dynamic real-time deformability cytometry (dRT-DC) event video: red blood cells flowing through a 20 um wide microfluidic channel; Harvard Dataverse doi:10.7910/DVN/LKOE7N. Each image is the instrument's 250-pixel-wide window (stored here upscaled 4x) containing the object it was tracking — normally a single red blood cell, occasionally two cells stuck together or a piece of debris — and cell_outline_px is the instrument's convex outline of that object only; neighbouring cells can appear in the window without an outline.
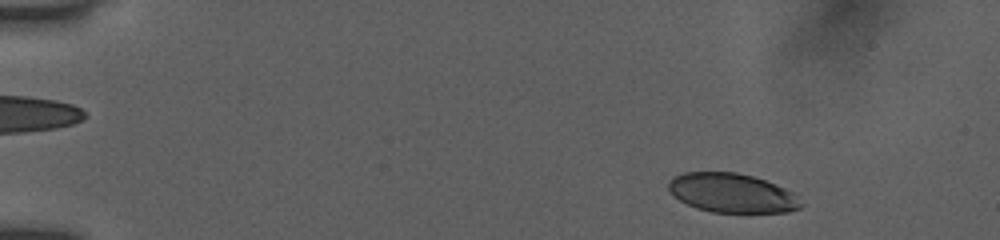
{"species": "human", "species_latin": "Homo sapiens", "temperature_condition": "room temperature", "stored_images_in_passage": 49, "camera_frame_rate_fps": 3000, "um_per_image_px": 0.085, "donor": {"sex": "female"}, "frame": {"image": 1, "passage_image": 3, "time_ms": 0.667, "image_size_px": [1000, 240], "cell_outline_px": [[804, 204], [800, 208], [788, 212], [712, 212], [696, 208], [680, 200], [668, 188], [668, 180], [672, 176], [684, 172], [736, 172], [752, 176], [776, 184], [792, 192]], "centroid_in_image_um": [62.21, 16.4], "position_along_channel_um": 22.8, "area_um2": 30.17}}
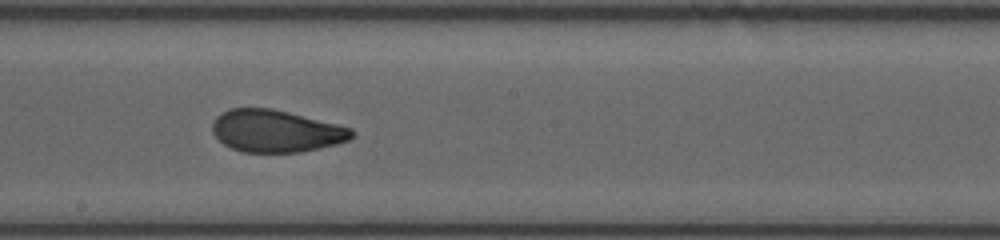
{"frame": {"image": 2, "passage_image": 27, "time_ms": 8.667, "image_size_px": [1000, 240], "cell_outline_px": [[356, 132], [348, 140], [336, 144], [300, 152], [244, 152], [232, 148], [224, 144], [212, 132], [212, 124], [216, 116], [232, 108], [272, 108], [352, 128]], "centroid_in_image_um": [23.45, 11.14], "position_along_channel_um": 224.8, "area_um2": 33.99}}
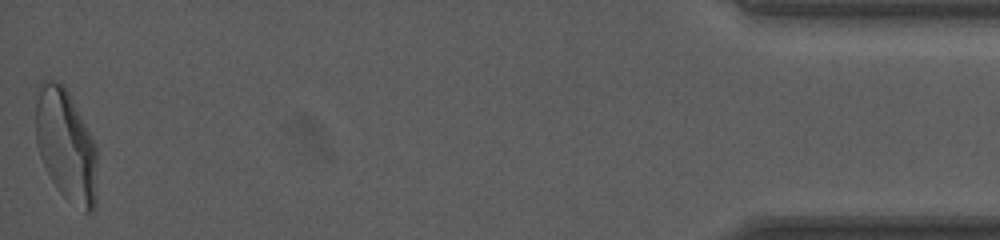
{"frame": {"image": 3, "passage_image": 49, "time_ms": 16.0, "image_size_px": [1000, 240], "cell_outline_px": [[96, 204], [92, 212], [84, 212], [64, 196], [60, 192], [52, 180], [40, 156], [36, 144], [36, 88], [40, 80], [60, 80], [64, 84], [92, 136], [96, 144]], "centroid_in_image_um": [5.6, 12.3], "position_along_channel_um": 429.6, "area_um2": 40.34}, "authors_computed_cell_mechanics": {"area_um2": 34.5644, "velocity_mm_per_s": 3.9295, "shape_relaxation_time_tau1_ms": 6.9728, "shape_relaxation_time_tau2_ms": 1.2815, "deformation_change_tau1": 0.2042, "deformation_change_tau2": 0.0745}}